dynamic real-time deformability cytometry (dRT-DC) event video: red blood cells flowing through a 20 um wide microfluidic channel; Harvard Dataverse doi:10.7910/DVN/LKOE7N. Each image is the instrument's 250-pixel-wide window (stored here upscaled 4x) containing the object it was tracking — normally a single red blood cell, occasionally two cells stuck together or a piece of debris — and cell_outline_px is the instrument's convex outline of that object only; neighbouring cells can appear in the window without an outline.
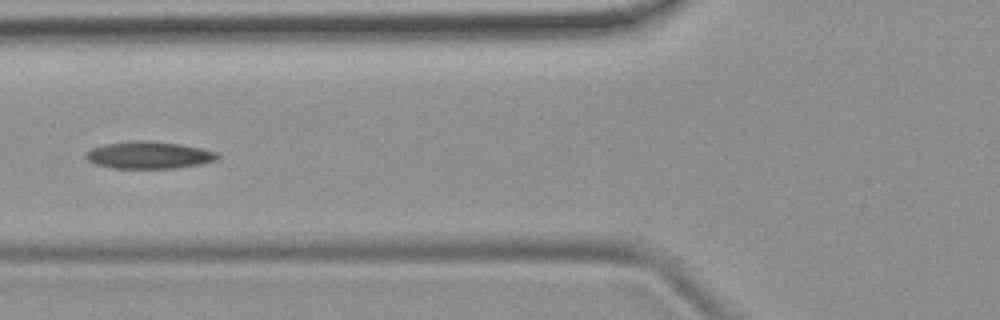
{"species": "common noctule bat (a hibernating species)", "species_latin": "Nyctalus noctula", "temperature_condition": "room temperature", "stored_images_in_passage": 5, "camera_frame_rate_fps": 3000, "um_per_image_px": 0.085, "animal": {"sex": "female", "body_mass_g": 19.9}, "frame": {"image": 1, "passage_image": 3, "time_ms": 2.333, "image_size_px": [1000, 320], "cell_outline_px": [[220, 156], [216, 160], [200, 164], [176, 168], [116, 168], [96, 164], [88, 160], [84, 156], [92, 148], [104, 144], [136, 140], [148, 140], [180, 144], [200, 148], [216, 152]], "centroid_in_image_um": [12.67, 13.18], "position_along_channel_um": 113.1, "area_um2": 20.69}}
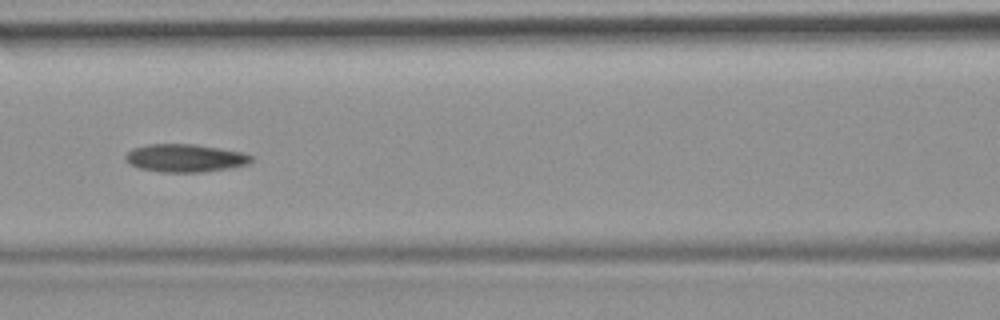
{"frame": {"image": 2, "passage_image": 4, "time_ms": 3.333, "image_size_px": [1000, 320], "cell_outline_px": [[256, 160], [248, 164], [232, 168], [200, 172], [160, 172], [140, 168], [128, 164], [124, 160], [124, 156], [132, 148], [148, 144], [196, 144], [244, 152], [252, 156]], "centroid_in_image_um": [15.76, 13.43], "position_along_channel_um": 150.8, "area_um2": 20.81}}
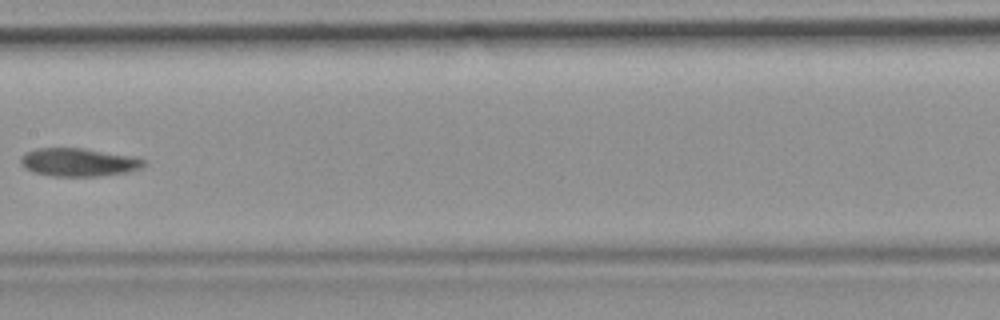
{"frame": {"image": 3, "passage_image": 5, "time_ms": 4.667, "image_size_px": [1000, 320], "cell_outline_px": [[148, 160], [140, 168], [128, 172], [100, 176], [52, 176], [32, 172], [24, 168], [20, 164], [20, 156], [24, 152], [36, 148], [84, 148], [136, 156]], "centroid_in_image_um": [6.67, 13.78], "position_along_channel_um": 200.7, "area_um2": 20.63}}